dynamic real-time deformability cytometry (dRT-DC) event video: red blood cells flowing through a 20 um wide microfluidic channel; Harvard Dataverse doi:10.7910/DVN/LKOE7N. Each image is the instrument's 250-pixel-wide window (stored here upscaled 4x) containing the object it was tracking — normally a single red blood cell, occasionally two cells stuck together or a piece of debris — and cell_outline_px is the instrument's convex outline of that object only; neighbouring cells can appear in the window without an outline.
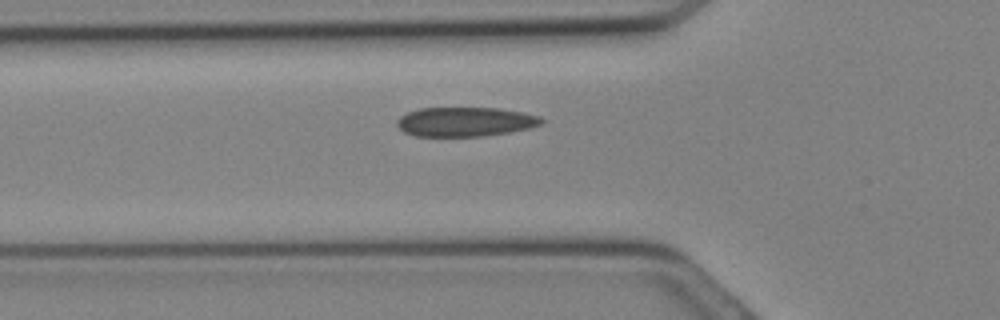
{"species": "Egyptian fruit bat (a non-hibernating species)", "species_latin": "Rousettus aegyptiacus", "temperature_condition": "cold", "stored_images_in_passage": 10, "camera_frame_rate_fps": 3000, "um_per_image_px": 0.085, "animal": {"sex": "female"}, "frame": {"image": 1, "passage_image": 2, "time_ms": 0.333, "image_size_px": [1000, 320], "cell_outline_px": [[544, 120], [540, 124], [532, 128], [484, 136], [416, 136], [404, 132], [396, 124], [396, 120], [400, 116], [408, 112], [420, 108], [500, 108], [524, 112], [540, 116]], "centroid_in_image_um": [39.56, 10.35], "position_along_channel_um": 86.2, "area_um2": 24.8}}
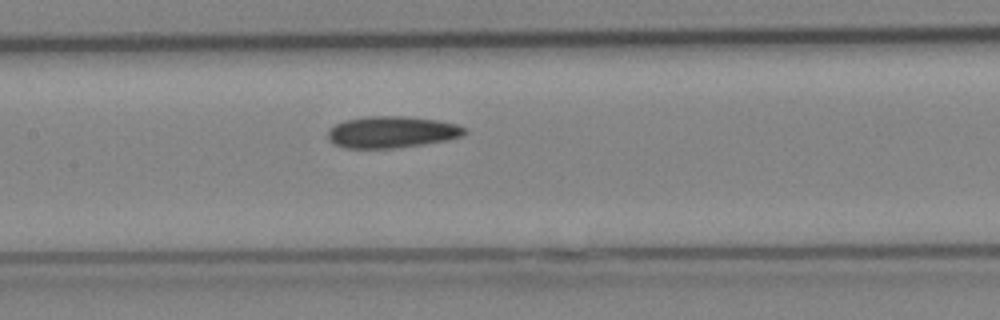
{"frame": {"image": 2, "passage_image": 6, "time_ms": 1.667, "image_size_px": [1000, 320], "cell_outline_px": [[468, 132], [464, 136], [448, 140], [424, 144], [392, 148], [344, 148], [336, 144], [328, 136], [328, 132], [336, 124], [344, 120], [364, 116], [404, 116], [440, 120], [456, 124], [468, 128]], "centroid_in_image_um": [33.39, 11.21], "position_along_channel_um": 174.0, "area_um2": 25.32}}
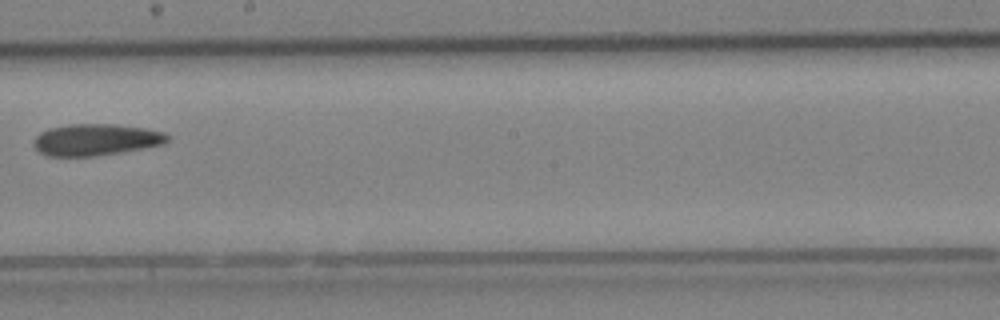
{"frame": {"image": 3, "passage_image": 9, "time_ms": 2.667, "image_size_px": [1000, 320], "cell_outline_px": [[172, 136], [164, 144], [120, 152], [96, 156], [48, 156], [40, 152], [32, 144], [36, 136], [40, 132], [48, 128], [72, 124], [116, 124], [144, 128], [164, 132]], "centroid_in_image_um": [8.16, 11.87], "position_along_channel_um": 240.0, "area_um2": 24.68}}